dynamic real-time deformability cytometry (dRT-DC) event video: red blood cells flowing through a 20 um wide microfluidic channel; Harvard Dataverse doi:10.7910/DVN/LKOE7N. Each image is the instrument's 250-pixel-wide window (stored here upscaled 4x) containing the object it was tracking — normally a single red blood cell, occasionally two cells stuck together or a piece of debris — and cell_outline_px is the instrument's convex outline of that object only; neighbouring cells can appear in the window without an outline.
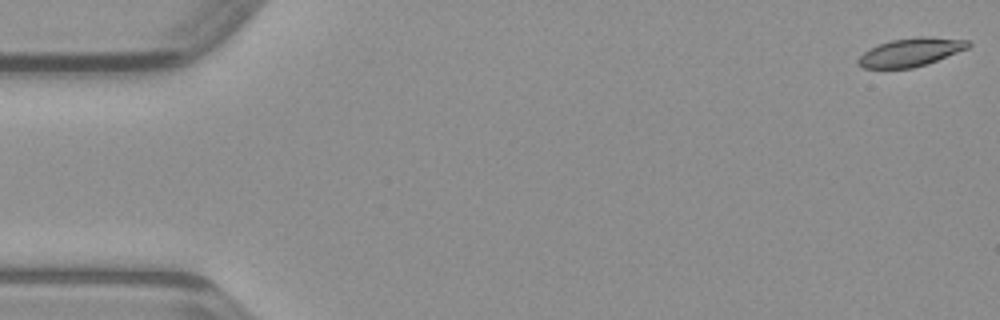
{"species": "common noctule bat (a hibernating species)", "species_latin": "Nyctalus noctula", "temperature_condition": "warm", "stored_images_in_passage": 48, "camera_frame_rate_fps": 3000, "um_per_image_px": 0.085, "animal": {"sex": "male", "body_mass_g": 23.1, "forearm_length_mm": 52.7}, "frame": {"image": 1, "passage_image": 1, "time_ms": 0.0, "image_size_px": [1000, 320], "cell_outline_px": [[972, 44], [968, 48], [936, 60], [912, 68], [864, 68], [856, 64], [856, 60], [864, 52], [880, 44], [892, 40], [920, 36], [924, 36], [968, 40]], "centroid_in_image_um": [77.4, 4.43], "position_along_channel_um": 7.6, "area_um2": 17.86}}
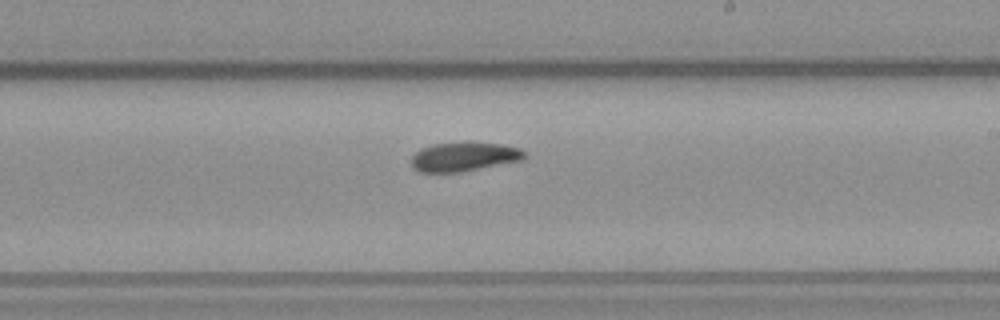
{"frame": {"image": 2, "passage_image": 28, "time_ms": 9.0, "image_size_px": [1000, 320], "cell_outline_px": [[524, 160], [460, 172], [416, 172], [412, 168], [412, 156], [420, 148], [432, 144], [468, 140], [500, 144], [520, 148], [524, 152]], "centroid_in_image_um": [39.41, 13.29], "position_along_channel_um": 249.6, "area_um2": 19.71}}
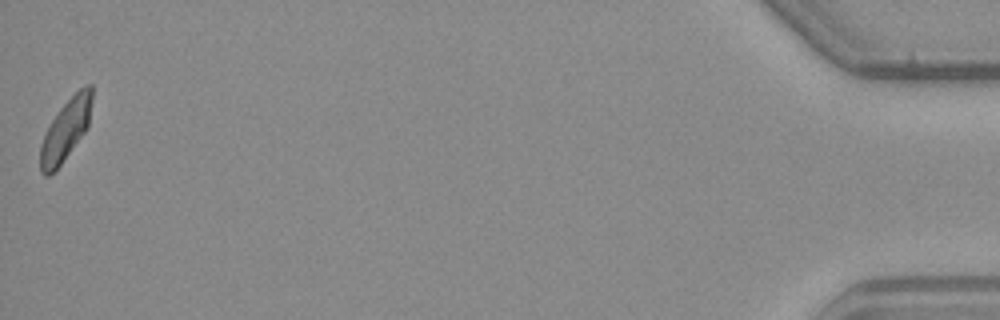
{"frame": {"image": 3, "passage_image": 48, "time_ms": 15.667, "image_size_px": [1000, 320], "cell_outline_px": [[92, 100], [88, 128], [60, 164], [48, 176], [44, 176], [40, 172], [40, 144], [44, 132], [60, 108], [80, 88], [88, 84], [92, 84]], "centroid_in_image_um": [5.57, 11.04], "position_along_channel_um": 429.6, "area_um2": 18.26}}